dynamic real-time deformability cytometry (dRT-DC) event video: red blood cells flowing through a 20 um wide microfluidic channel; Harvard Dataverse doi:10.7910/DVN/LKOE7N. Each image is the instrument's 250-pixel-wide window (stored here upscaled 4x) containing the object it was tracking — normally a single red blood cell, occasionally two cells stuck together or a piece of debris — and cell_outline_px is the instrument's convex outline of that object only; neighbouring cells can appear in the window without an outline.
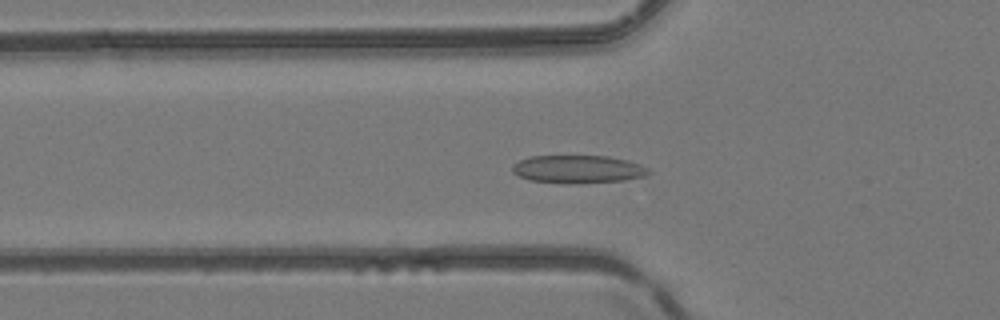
{"species": "common noctule bat (a hibernating species)", "species_latin": "Nyctalus noctula", "temperature_condition": "room temperature", "stored_images_in_passage": 48, "camera_frame_rate_fps": 3000, "um_per_image_px": 0.085, "animal": {"sex": "female", "body_mass_g": 24.6, "forearm_length_mm": 56.2}, "frame": {"image": 1, "passage_image": 17, "time_ms": 5.333, "image_size_px": [1000, 320], "cell_outline_px": [[652, 172], [644, 176], [624, 180], [572, 184], [528, 180], [512, 172], [512, 164], [528, 156], [608, 156], [628, 160], [640, 164], [648, 168]], "centroid_in_image_um": [49.12, 14.38], "position_along_channel_um": 76.7, "area_um2": 22.31}}
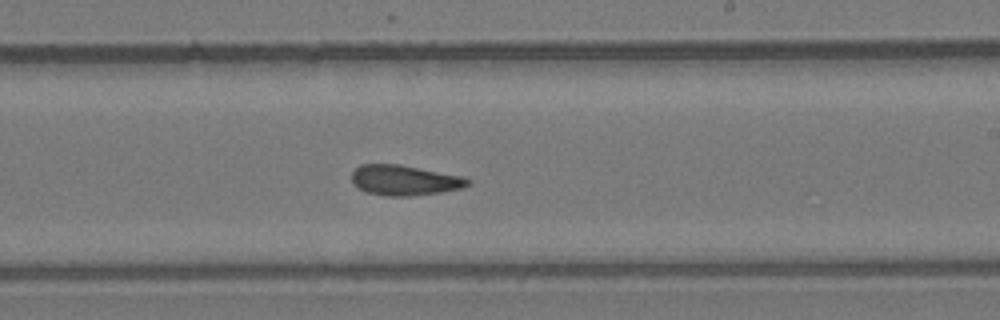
{"frame": {"image": 2, "passage_image": 29, "time_ms": 9.333, "image_size_px": [1000, 320], "cell_outline_px": [[472, 184], [464, 188], [440, 192], [412, 196], [384, 196], [368, 192], [352, 184], [352, 172], [360, 164], [400, 164], [464, 176], [472, 180]], "centroid_in_image_um": [34.44, 15.32], "position_along_channel_um": 254.6, "area_um2": 20.75}}
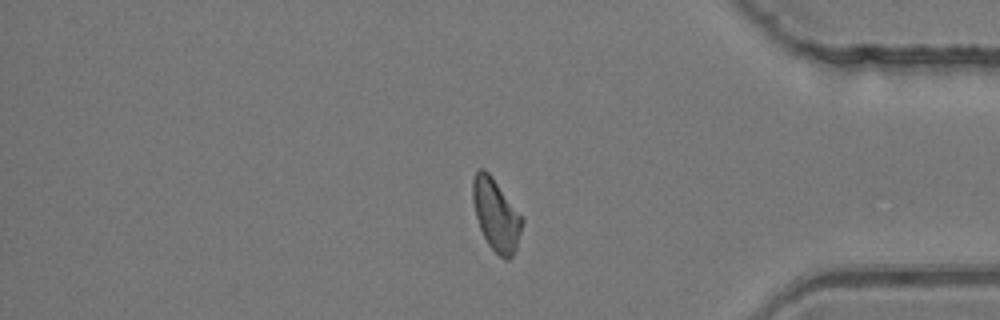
{"frame": {"image": 3, "passage_image": 40, "time_ms": 13.0, "image_size_px": [1000, 320], "cell_outline_px": [[524, 220], [516, 248], [512, 256], [508, 260], [504, 260], [488, 244], [480, 228], [476, 216], [472, 200], [472, 180], [476, 172], [480, 168], [484, 168], [488, 172], [524, 216]], "centroid_in_image_um": [42.18, 18.25], "position_along_channel_um": 393.0, "area_um2": 20.75}}